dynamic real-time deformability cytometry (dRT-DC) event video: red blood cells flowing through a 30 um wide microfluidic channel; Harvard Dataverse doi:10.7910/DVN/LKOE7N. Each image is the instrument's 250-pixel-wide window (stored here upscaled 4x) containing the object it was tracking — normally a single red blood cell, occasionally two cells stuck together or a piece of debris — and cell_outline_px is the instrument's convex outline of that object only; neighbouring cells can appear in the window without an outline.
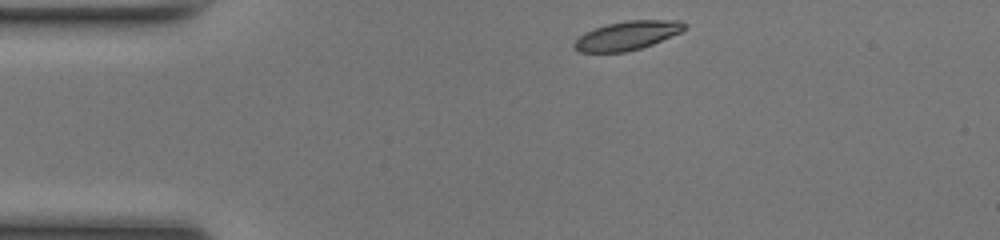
{"species": "common noctule bat (a hibernating species)", "species_latin": "Nyctalus noctula", "temperature_condition": "room temperature", "stored_images_in_passage": 41, "camera_frame_rate_fps": 3000, "um_per_image_px": 0.085, "animal": {"sex": "female", "body_mass_g": 17.0, "forearm_length_mm": 48.0}, "frame": {"image": 1, "passage_image": 1, "time_ms": 0.0, "image_size_px": [1000, 240], "cell_outline_px": [[688, 28], [680, 32], [652, 44], [640, 48], [624, 52], [580, 52], [572, 48], [572, 44], [584, 32], [608, 24], [628, 20], [680, 20], [688, 24]], "centroid_in_image_um": [53.32, 3.01], "position_along_channel_um": 31.7, "area_um2": 18.5}}
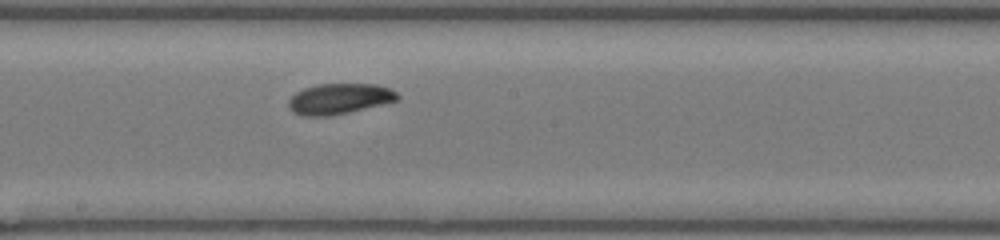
{"frame": {"image": 2, "passage_image": 18, "time_ms": 5.667, "image_size_px": [1000, 240], "cell_outline_px": [[400, 96], [396, 100], [348, 112], [328, 116], [304, 116], [292, 112], [288, 108], [288, 100], [296, 92], [304, 88], [320, 84], [376, 84], [388, 88], [396, 92]], "centroid_in_image_um": [28.78, 8.39], "position_along_channel_um": 219.4, "area_um2": 19.19}}
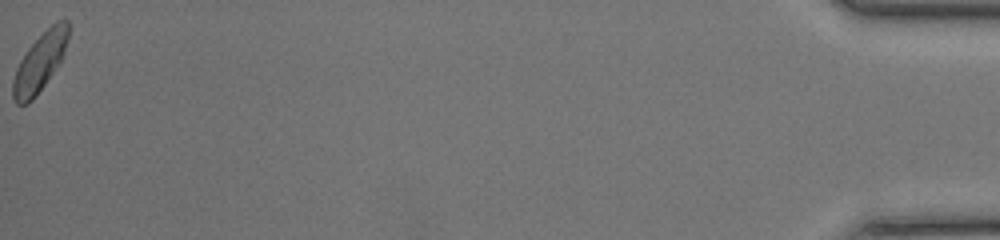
{"frame": {"image": 3, "passage_image": 41, "time_ms": 13.333, "image_size_px": [1000, 240], "cell_outline_px": [[68, 36], [64, 52], [60, 60], [36, 96], [28, 104], [16, 104], [12, 96], [12, 80], [16, 68], [20, 60], [28, 48], [56, 20], [68, 20]], "centroid_in_image_um": [3.35, 5.31], "position_along_channel_um": 431.9, "area_um2": 18.38}, "authors_computed_cell_mechanics": {"area_um2": 18.7272, "velocity_mm_per_s": 4.1884, "shape_relaxation_time_tau1_ms": 2.4035, "shape_relaxation_time_tau2_ms": null, "deformation_change_tau1": 0.0913, "deformation_change_tau2": null}}